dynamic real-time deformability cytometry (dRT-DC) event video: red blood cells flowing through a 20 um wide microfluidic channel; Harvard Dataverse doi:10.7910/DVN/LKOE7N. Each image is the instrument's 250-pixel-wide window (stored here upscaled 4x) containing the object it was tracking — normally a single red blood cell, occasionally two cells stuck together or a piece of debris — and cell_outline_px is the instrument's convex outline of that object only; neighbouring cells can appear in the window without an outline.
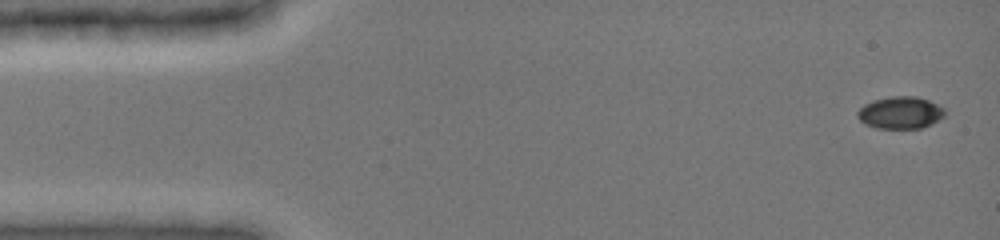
{"species": "common noctule bat (a hibernating species)", "species_latin": "Nyctalus noctula", "temperature_condition": "cold", "stored_images_in_passage": 45, "camera_frame_rate_fps": 3000, "um_per_image_px": 0.085, "animal": {"sex": "female", "body_mass_g": 19.0, "forearm_length_mm": 51.5}, "frame": {"image": 1, "passage_image": 1, "time_ms": 0.0, "image_size_px": [1000, 240], "cell_outline_px": [[944, 116], [920, 128], [876, 128], [864, 124], [856, 116], [856, 112], [864, 104], [872, 100], [892, 96], [916, 96], [928, 100], [944, 108]], "centroid_in_image_um": [76.47, 9.56], "position_along_channel_um": 8.5, "area_um2": 16.24}}
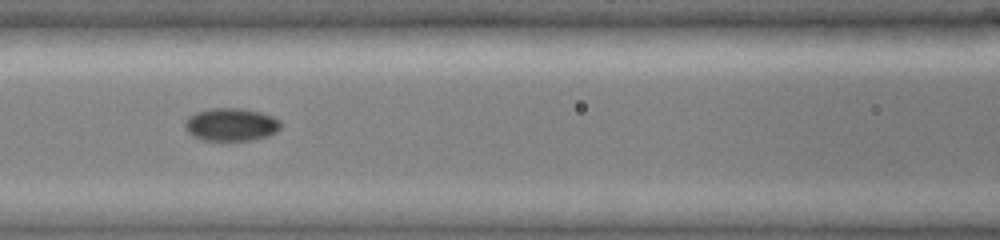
{"frame": {"image": 2, "passage_image": 20, "time_ms": 6.333, "image_size_px": [1000, 240], "cell_outline_px": [[284, 124], [276, 132], [268, 136], [252, 140], [204, 140], [192, 136], [184, 128], [184, 124], [188, 116], [196, 112], [212, 108], [240, 108], [260, 112], [272, 116], [280, 120]], "centroid_in_image_um": [19.65, 10.58], "position_along_channel_um": 146.9, "area_um2": 18.5}}
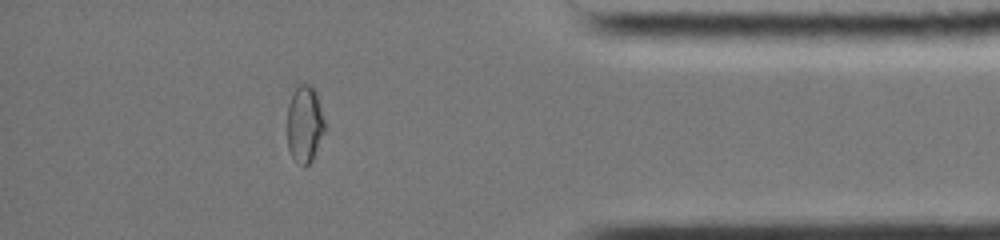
{"frame": {"image": 3, "passage_image": 39, "time_ms": 13.333, "image_size_px": [1000, 240], "cell_outline_px": [[328, 128], [312, 160], [304, 168], [292, 156], [288, 148], [288, 104], [296, 88], [300, 84], [312, 84], [316, 88]], "centroid_in_image_um": [25.96, 10.53], "position_along_channel_um": 409.2, "area_um2": 17.4}, "authors_computed_cell_mechanics": {"area_um2": 17.2244, "velocity_mm_per_s": 4.0144, "shape_relaxation_time_tau1_ms": null, "shape_relaxation_time_tau2_ms": 1.8323, "deformation_change_tau1": null, "deformation_change_tau2": 0.0248}}